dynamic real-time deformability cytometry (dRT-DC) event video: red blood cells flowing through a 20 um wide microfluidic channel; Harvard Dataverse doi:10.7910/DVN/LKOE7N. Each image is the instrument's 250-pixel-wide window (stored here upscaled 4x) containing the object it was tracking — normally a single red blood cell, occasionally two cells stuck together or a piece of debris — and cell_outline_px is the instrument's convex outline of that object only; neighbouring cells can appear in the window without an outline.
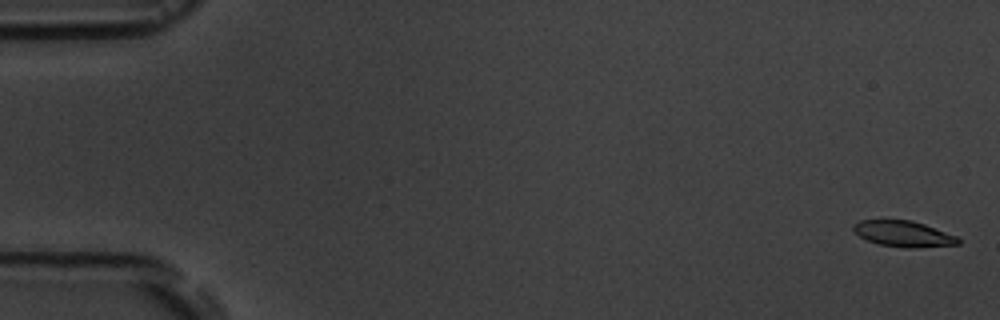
{"species": "common noctule bat (a hibernating species)", "species_latin": "Nyctalus noctula", "temperature_condition": "room temperature", "stored_images_in_passage": 8, "camera_frame_rate_fps": 3000, "um_per_image_px": 0.085, "animal": {"sex": "male", "body_mass_g": 19.5, "forearm_length_mm": 54.6}, "frame": {"image": 1, "passage_image": 1, "time_ms": 0.0, "image_size_px": [1000, 320], "cell_outline_px": [[960, 244], [916, 248], [904, 248], [880, 244], [868, 240], [860, 236], [852, 228], [852, 224], [860, 220], [912, 220], [924, 224], [956, 236], [960, 240]], "centroid_in_image_um": [76.79, 19.87], "position_along_channel_um": 8.2, "area_um2": 15.72}}
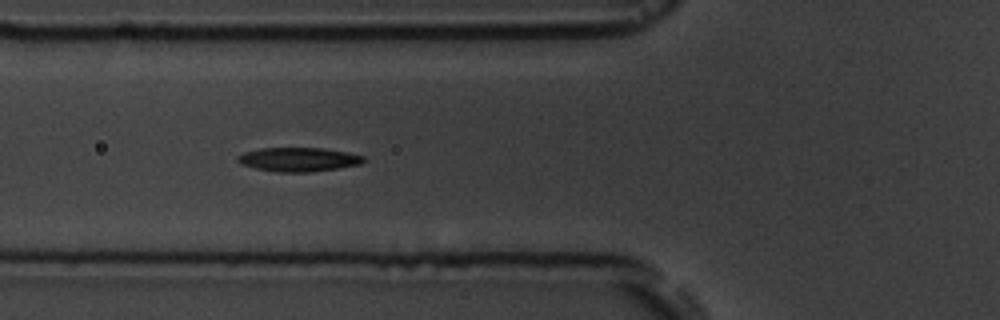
{"frame": {"image": 2, "passage_image": 7, "time_ms": 6.667, "image_size_px": [1000, 320], "cell_outline_px": [[364, 160], [360, 164], [340, 168], [312, 172], [276, 172], [256, 168], [240, 164], [236, 160], [236, 156], [244, 152], [260, 148], [324, 148], [348, 152], [364, 156]], "centroid_in_image_um": [25.36, 13.55], "position_along_channel_um": 100.4, "area_um2": 17.74}}
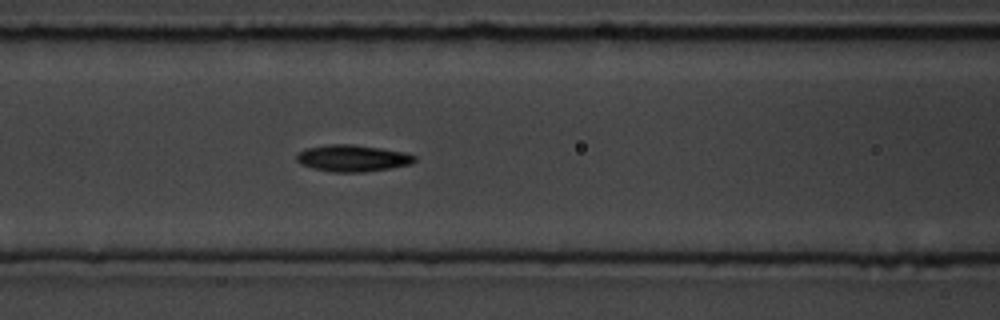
{"frame": {"image": 3, "passage_image": 8, "time_ms": 7.667, "image_size_px": [1000, 320], "cell_outline_px": [[416, 160], [412, 164], [392, 168], [364, 172], [332, 172], [312, 168], [300, 164], [296, 160], [296, 152], [308, 148], [328, 144], [352, 144], [380, 148], [404, 152], [416, 156]], "centroid_in_image_um": [29.96, 13.45], "position_along_channel_um": 136.6, "area_um2": 18.5}}